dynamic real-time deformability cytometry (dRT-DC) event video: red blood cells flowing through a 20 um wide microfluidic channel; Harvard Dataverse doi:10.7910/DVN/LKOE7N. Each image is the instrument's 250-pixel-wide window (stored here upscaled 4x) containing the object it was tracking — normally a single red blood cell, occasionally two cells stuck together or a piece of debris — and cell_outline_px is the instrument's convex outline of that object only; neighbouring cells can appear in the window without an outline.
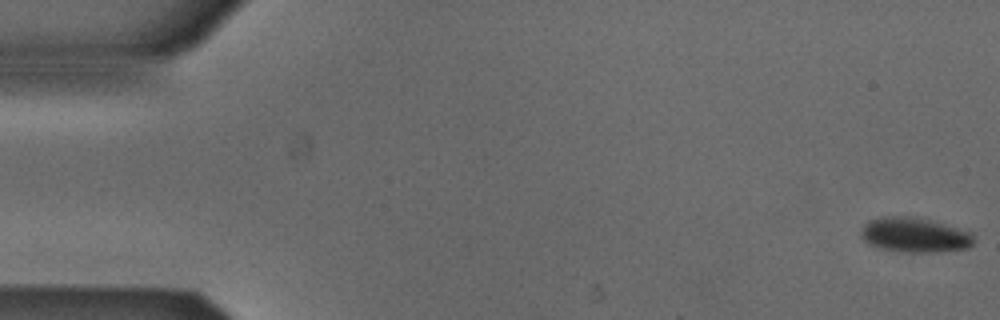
{"species": "Egyptian fruit bat (a non-hibernating species)", "species_latin": "Rousettus aegyptiacus", "temperature_condition": "cold", "stored_images_in_passage": 14, "camera_frame_rate_fps": 3000, "um_per_image_px": 0.085, "animal": {"sex": "male"}, "frame": {"image": 1, "passage_image": 1, "time_ms": 0.0, "image_size_px": [1000, 320], "cell_outline_px": [[972, 244], [968, 248], [940, 252], [904, 252], [880, 248], [868, 244], [860, 236], [860, 232], [864, 224], [868, 220], [880, 216], [916, 216], [972, 232]], "centroid_in_image_um": [77.7, 19.96], "position_along_channel_um": 7.3, "area_um2": 23.06}}
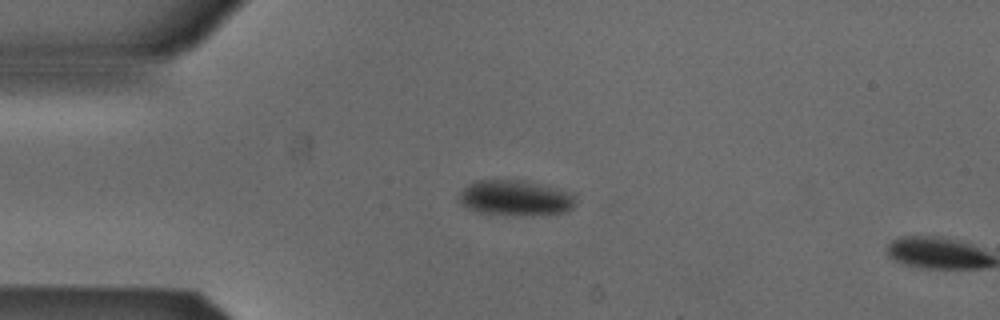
{"frame": {"image": 2, "passage_image": 13, "time_ms": 4.0, "image_size_px": [1000, 320], "cell_outline_px": [[576, 196], [572, 208], [564, 212], [532, 216], [472, 212], [464, 208], [460, 204], [456, 196], [468, 184], [476, 180], [524, 180], [560, 188], [576, 192]], "centroid_in_image_um": [43.79, 16.82], "position_along_channel_um": 41.2, "area_um2": 24.85}}